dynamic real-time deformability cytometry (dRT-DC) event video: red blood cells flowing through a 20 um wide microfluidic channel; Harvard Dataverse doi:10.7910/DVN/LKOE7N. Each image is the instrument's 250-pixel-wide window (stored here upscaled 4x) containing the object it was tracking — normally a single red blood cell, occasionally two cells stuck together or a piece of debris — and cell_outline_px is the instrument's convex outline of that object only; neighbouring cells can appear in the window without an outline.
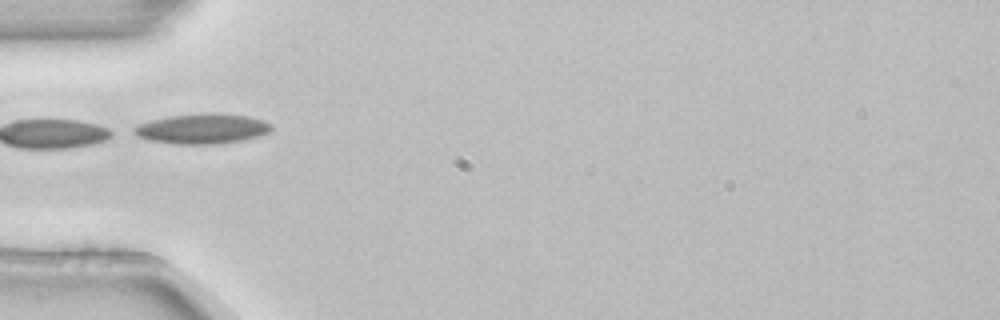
{"species": "common noctule bat (a hibernating species)", "species_latin": "Nyctalus noctula", "temperature_condition": "room temperature", "stored_images_in_passage": 3, "camera_frame_rate_fps": 3000, "um_per_image_px": 0.085, "animal": {"sex": "female", "body_mass_g": 22.7, "forearm_length_mm": 54.2}, "frame": {"image": 1, "passage_image": 2, "time_ms": 0.333, "image_size_px": [1000, 320], "cell_outline_px": [[272, 128], [268, 132], [260, 136], [240, 140], [216, 144], [176, 144], [148, 140], [136, 136], [128, 132], [136, 124], [168, 116], [208, 112], [216, 112], [248, 116], [264, 120], [272, 124]], "centroid_in_image_um": [17.13, 10.93], "position_along_channel_um": 67.9, "area_um2": 24.51}}